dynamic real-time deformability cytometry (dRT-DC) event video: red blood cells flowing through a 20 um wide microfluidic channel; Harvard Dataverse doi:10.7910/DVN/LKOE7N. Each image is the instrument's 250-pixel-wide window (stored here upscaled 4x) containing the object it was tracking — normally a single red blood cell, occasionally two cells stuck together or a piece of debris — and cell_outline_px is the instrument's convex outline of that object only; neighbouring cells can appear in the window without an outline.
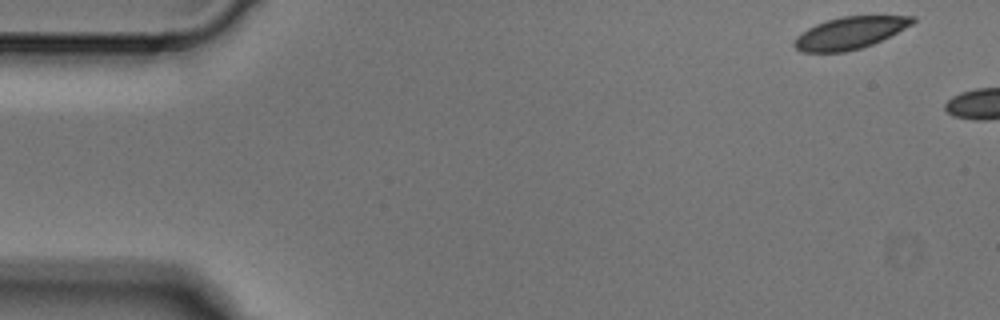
{"species": "Egyptian fruit bat (a non-hibernating species)", "species_latin": "Rousettus aegyptiacus", "temperature_condition": "cold", "stored_images_in_passage": 7, "camera_frame_rate_fps": 3000, "um_per_image_px": 0.085, "animal": {"sex": "male"}, "frame": {"image": 1, "passage_image": 1, "time_ms": 0.0, "image_size_px": [1000, 320], "cell_outline_px": [[916, 20], [912, 24], [872, 44], [860, 48], [844, 52], [800, 52], [792, 44], [796, 36], [808, 28], [816, 24], [840, 16], [916, 16]], "centroid_in_image_um": [72.19, 2.8], "position_along_channel_um": 12.8, "area_um2": 21.85}}
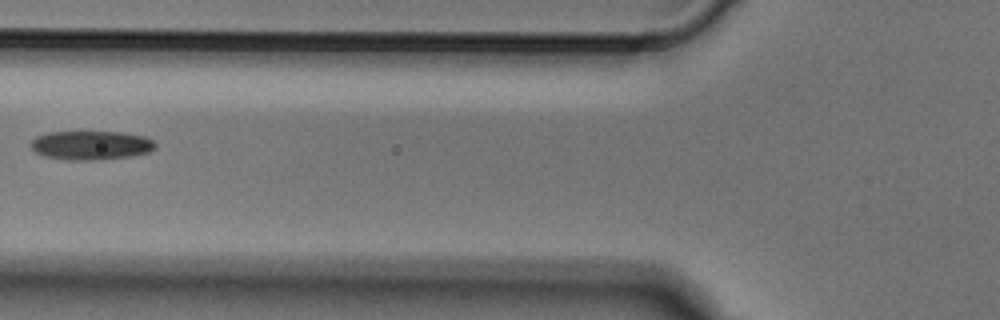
{"frame": {"image": 2, "passage_image": 6, "time_ms": 1.667, "image_size_px": [1000, 320], "cell_outline_px": [[156, 148], [148, 152], [128, 156], [100, 160], [64, 160], [44, 156], [36, 152], [32, 148], [32, 140], [36, 136], [48, 132], [124, 132], [144, 136], [152, 140], [156, 144]], "centroid_in_image_um": [7.74, 12.35], "position_along_channel_um": 118.1, "area_um2": 21.04}}
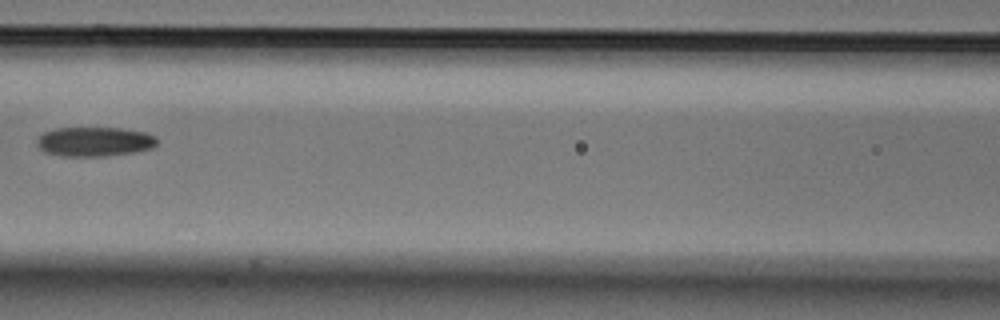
{"frame": {"image": 3, "passage_image": 7, "time_ms": 2.0, "image_size_px": [1000, 320], "cell_outline_px": [[156, 144], [152, 148], [132, 152], [104, 156], [60, 156], [44, 152], [36, 144], [36, 140], [44, 132], [56, 128], [120, 128], [144, 132], [156, 136]], "centroid_in_image_um": [8.0, 12.04], "position_along_channel_um": 158.6, "area_um2": 20.52}}